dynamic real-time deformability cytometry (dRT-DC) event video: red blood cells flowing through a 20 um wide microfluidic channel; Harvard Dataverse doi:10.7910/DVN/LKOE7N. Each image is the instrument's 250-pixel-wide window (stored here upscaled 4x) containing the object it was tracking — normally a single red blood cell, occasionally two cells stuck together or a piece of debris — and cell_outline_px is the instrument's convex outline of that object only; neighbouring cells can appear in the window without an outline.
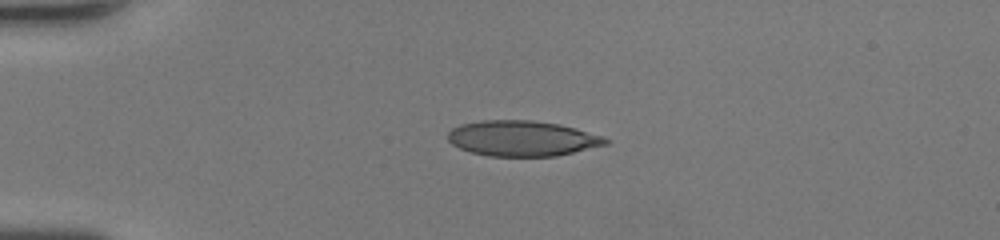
{"species": "human", "species_latin": "Homo sapiens", "temperature_condition": "room temperature", "stored_images_in_passage": 36, "camera_frame_rate_fps": 3000, "um_per_image_px": 0.085, "donor": {"sex": "female"}, "frame": {"image": 1, "passage_image": 1, "time_ms": 0.0, "image_size_px": [1000, 240], "cell_outline_px": [[608, 144], [556, 156], [488, 156], [472, 152], [460, 148], [452, 144], [448, 140], [448, 132], [452, 128], [460, 124], [480, 120], [532, 120], [560, 124], [604, 136], [608, 140]], "centroid_in_image_um": [44.38, 11.75], "position_along_channel_um": 40.6, "area_um2": 32.6}}
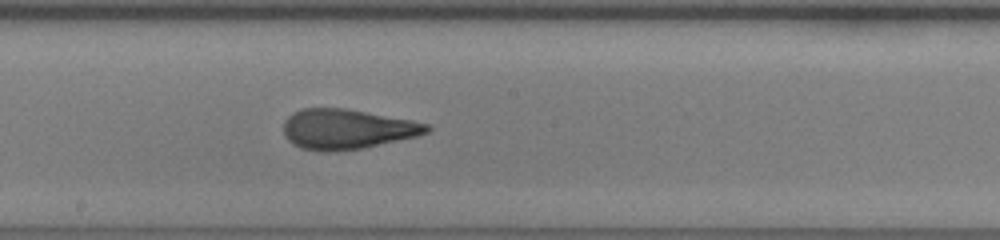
{"frame": {"image": 2, "passage_image": 16, "time_ms": 5.0, "image_size_px": [1000, 240], "cell_outline_px": [[432, 128], [428, 132], [416, 136], [364, 148], [328, 152], [320, 152], [300, 148], [292, 144], [284, 136], [284, 120], [292, 112], [300, 108], [344, 108], [412, 120], [428, 124]], "centroid_in_image_um": [29.45, 10.98], "position_along_channel_um": 218.8, "area_um2": 33.58}}
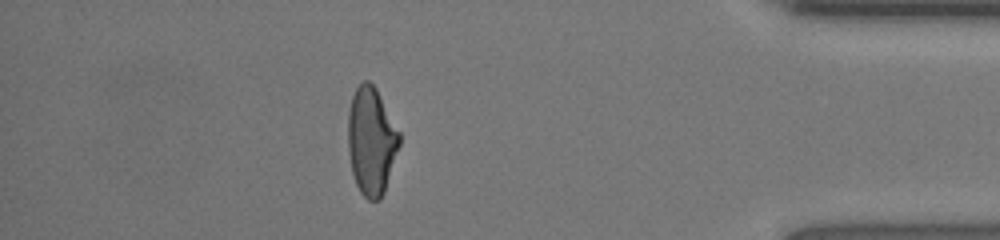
{"frame": {"image": 3, "passage_image": 31, "time_ms": 10.0, "image_size_px": [1000, 240], "cell_outline_px": [[400, 144], [384, 192], [380, 200], [368, 200], [360, 192], [356, 184], [352, 172], [348, 148], [348, 112], [352, 96], [356, 88], [364, 80], [368, 80], [376, 88], [400, 132]], "centroid_in_image_um": [31.56, 11.98], "position_along_channel_um": 403.6, "area_um2": 32.19}, "authors_computed_cell_mechanics": {"area_um2": 33.0905, "velocity_mm_per_s": 4.4308, "shape_relaxation_time_tau1_ms": null, "shape_relaxation_time_tau2_ms": 0.8453, "deformation_change_tau1": null, "deformation_change_tau2": 0.0862}}